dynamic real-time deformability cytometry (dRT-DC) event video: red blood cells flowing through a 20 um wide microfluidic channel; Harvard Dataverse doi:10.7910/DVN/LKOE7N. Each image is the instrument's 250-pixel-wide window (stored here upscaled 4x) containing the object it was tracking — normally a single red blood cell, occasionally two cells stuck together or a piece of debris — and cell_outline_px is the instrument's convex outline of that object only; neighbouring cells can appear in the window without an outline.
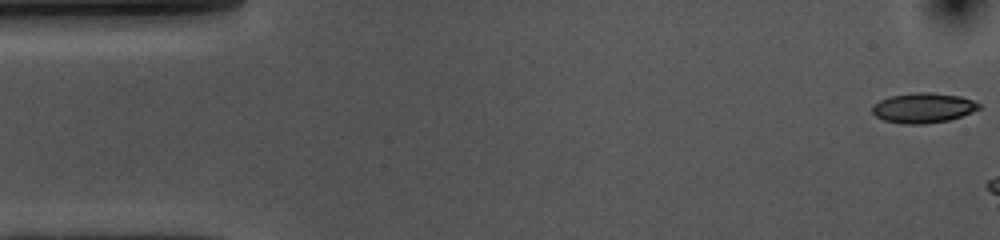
{"species": "common noctule bat (a hibernating species)", "species_latin": "Nyctalus noctula", "temperature_condition": "cold", "stored_images_in_passage": 6, "camera_frame_rate_fps": 3000, "um_per_image_px": 0.085, "animal": {"sex": "female", "body_mass_g": 10.0, "forearm_length_mm": 53.1}, "frame": {"image": 1, "passage_image": 1, "time_ms": 0.0, "image_size_px": [1000, 240], "cell_outline_px": [[980, 108], [972, 112], [948, 120], [924, 124], [904, 124], [884, 120], [876, 116], [872, 112], [872, 104], [880, 100], [892, 96], [916, 92], [928, 92], [960, 96], [972, 100], [980, 104]], "centroid_in_image_um": [78.45, 9.17], "position_along_channel_um": 6.5, "area_um2": 18.5}}